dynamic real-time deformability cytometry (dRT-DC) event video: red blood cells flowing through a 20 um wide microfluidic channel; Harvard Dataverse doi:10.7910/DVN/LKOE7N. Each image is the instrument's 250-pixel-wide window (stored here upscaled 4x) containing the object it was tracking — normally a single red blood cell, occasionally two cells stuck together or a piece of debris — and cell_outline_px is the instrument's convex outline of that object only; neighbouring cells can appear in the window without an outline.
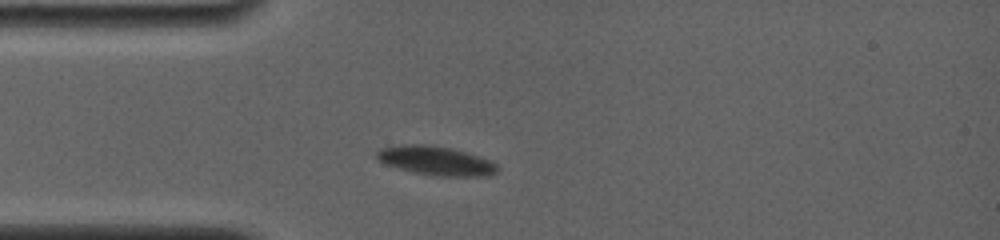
{"species": "common noctule bat (a hibernating species)", "species_latin": "Nyctalus noctula", "temperature_condition": "room temperature", "stored_images_in_passage": 18, "camera_frame_rate_fps": 4000, "um_per_image_px": 0.085, "animal": {"sex": "female", "body_mass_g": 19.0, "forearm_length_mm": 56.7}, "frame": {"image": 1, "passage_image": 4, "time_ms": 2.5, "image_size_px": [1000, 240], "cell_outline_px": [[500, 168], [492, 176], [440, 176], [412, 172], [388, 164], [380, 160], [376, 156], [376, 152], [380, 148], [404, 144], [424, 144], [452, 148], [468, 152], [488, 160], [496, 164]], "centroid_in_image_um": [37.1, 13.66], "position_along_channel_um": 47.9, "area_um2": 20.29}}
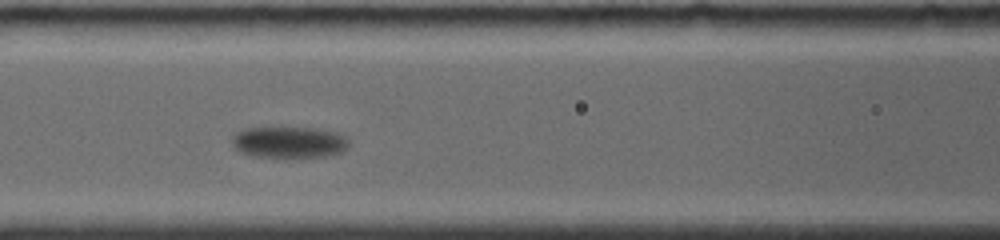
{"frame": {"image": 2, "passage_image": 10, "time_ms": 5.5, "image_size_px": [1000, 240], "cell_outline_px": [[348, 148], [344, 152], [324, 156], [252, 156], [240, 152], [232, 144], [232, 136], [236, 132], [244, 128], [320, 128], [336, 132], [344, 136], [348, 140]], "centroid_in_image_um": [24.58, 12.07], "position_along_channel_um": 142.0, "area_um2": 21.21}}
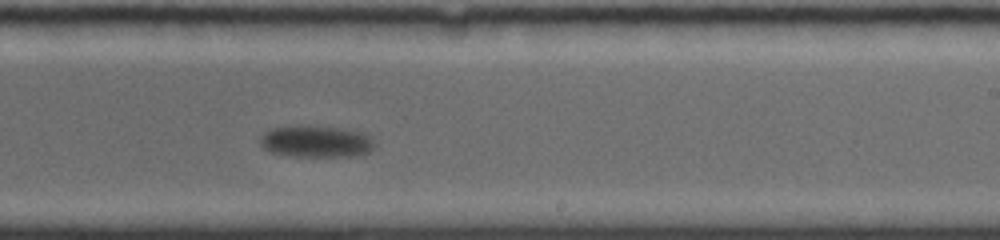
{"frame": {"image": 3, "passage_image": 18, "time_ms": 9.0, "image_size_px": [1000, 240], "cell_outline_px": [[376, 144], [368, 152], [356, 156], [292, 156], [272, 152], [264, 148], [260, 144], [260, 136], [264, 132], [272, 128], [308, 124], [344, 128], [364, 132]], "centroid_in_image_um": [26.87, 12.0], "position_along_channel_um": 262.1, "area_um2": 21.5}}